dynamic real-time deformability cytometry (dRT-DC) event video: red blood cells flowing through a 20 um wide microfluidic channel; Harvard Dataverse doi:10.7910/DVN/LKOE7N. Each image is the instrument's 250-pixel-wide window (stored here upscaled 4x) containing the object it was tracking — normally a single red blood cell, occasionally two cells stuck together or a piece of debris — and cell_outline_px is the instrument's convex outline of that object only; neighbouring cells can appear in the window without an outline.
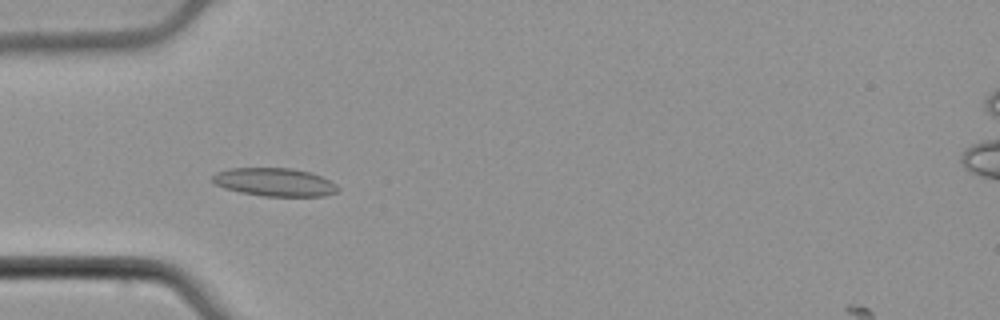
{"species": "common noctule bat (a hibernating species)", "species_latin": "Nyctalus noctula", "temperature_condition": "cold", "stored_images_in_passage": 46, "camera_frame_rate_fps": 3000, "um_per_image_px": 0.085, "animal": {"sex": "male", "body_mass_g": 21.5, "forearm_length_mm": 52.0}, "frame": {"image": 1, "passage_image": 9, "time_ms": 2.667, "image_size_px": [1000, 320], "cell_outline_px": [[340, 188], [336, 192], [324, 196], [264, 196], [240, 192], [224, 188], [212, 184], [212, 176], [216, 172], [232, 168], [292, 168], [308, 172], [320, 176], [336, 184]], "centroid_in_image_um": [23.3, 15.48], "position_along_channel_um": 61.7, "area_um2": 20.58}}
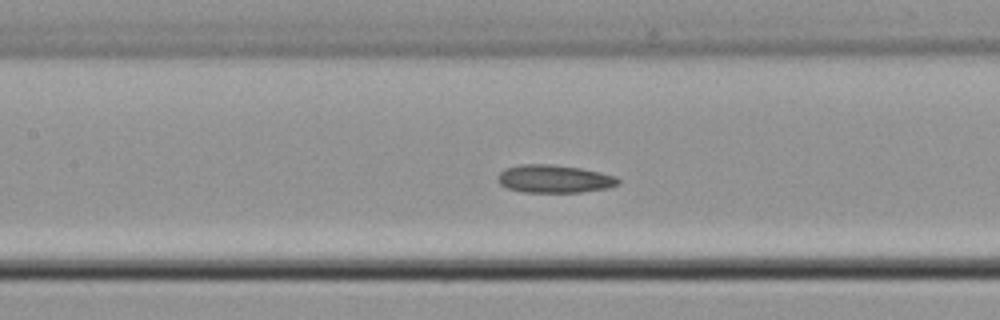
{"frame": {"image": 2, "passage_image": 17, "time_ms": 5.333, "image_size_px": [1000, 320], "cell_outline_px": [[620, 184], [608, 188], [580, 192], [524, 192], [508, 188], [500, 184], [496, 180], [496, 176], [504, 168], [520, 164], [548, 164], [580, 168], [600, 172], [616, 176], [620, 180]], "centroid_in_image_um": [47.1, 15.2], "position_along_channel_um": 160.3, "area_um2": 19.71}}
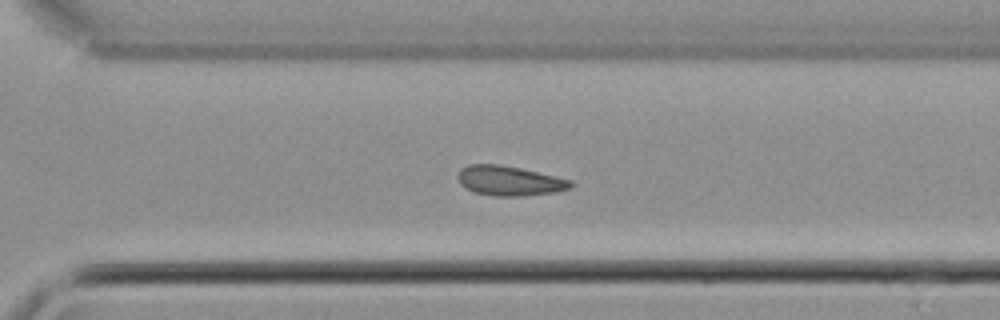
{"frame": {"image": 3, "passage_image": 30, "time_ms": 9.667, "image_size_px": [1000, 320], "cell_outline_px": [[576, 184], [568, 188], [556, 192], [524, 196], [496, 196], [476, 192], [460, 184], [460, 168], [468, 164], [500, 164], [572, 180]], "centroid_in_image_um": [43.34, 15.37], "position_along_channel_um": 327.3, "area_um2": 19.25}, "authors_computed_cell_mechanics": {"area_um2": 19.5364, "velocity_mm_per_s": 3.8511, "shape_relaxation_time_tau1_ms": null, "shape_relaxation_time_tau2_ms": 3.3879, "deformation_change_tau1": null, "deformation_change_tau2": 0.0779}}